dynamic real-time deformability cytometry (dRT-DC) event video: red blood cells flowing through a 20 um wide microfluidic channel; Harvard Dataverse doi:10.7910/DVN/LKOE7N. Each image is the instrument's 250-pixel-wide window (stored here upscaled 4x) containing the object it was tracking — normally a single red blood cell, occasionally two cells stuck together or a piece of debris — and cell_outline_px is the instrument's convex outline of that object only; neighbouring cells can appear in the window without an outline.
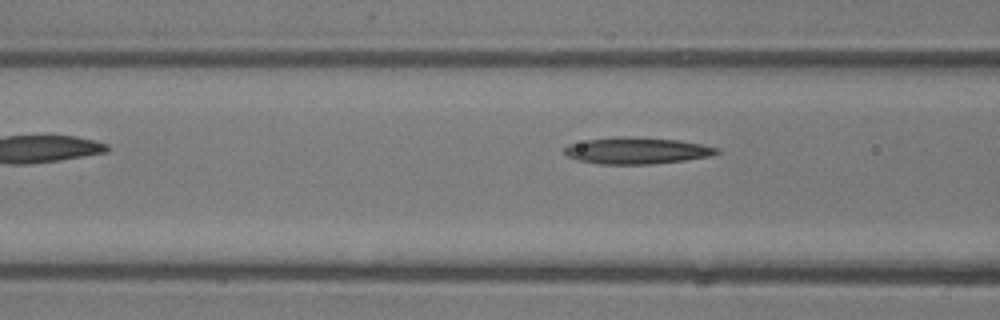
{"species": "common noctule bat (a hibernating species)", "species_latin": "Nyctalus noctula", "temperature_condition": "room temperature", "stored_images_in_passage": 5, "camera_frame_rate_fps": 3000, "um_per_image_px": 0.085, "animal": {"sex": "male", "body_mass_g": 13.3}, "frame": {"image": 1, "passage_image": 4, "time_ms": 3.667, "image_size_px": [1000, 320], "cell_outline_px": [[720, 152], [712, 156], [684, 160], [652, 164], [600, 164], [576, 160], [568, 156], [564, 152], [564, 148], [568, 144], [588, 140], [612, 136], [636, 136], [680, 140], [720, 148]], "centroid_in_image_um": [54.13, 12.79], "position_along_channel_um": 112.5, "area_um2": 23.87}}
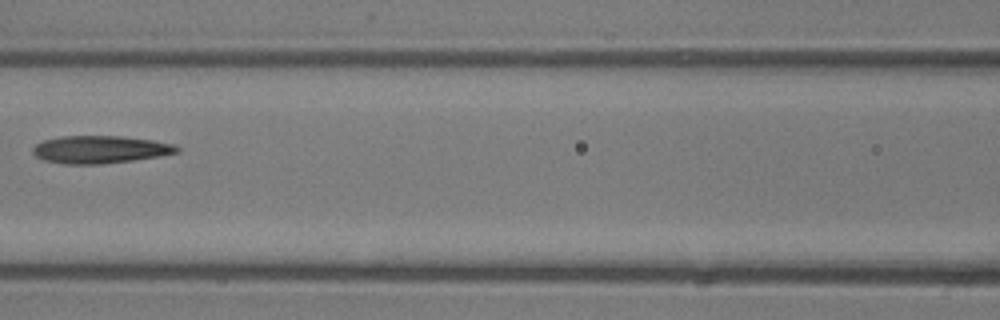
{"frame": {"image": 2, "passage_image": 5, "time_ms": 4.667, "image_size_px": [1000, 320], "cell_outline_px": [[180, 152], [160, 156], [132, 160], [100, 164], [64, 164], [44, 160], [36, 156], [32, 152], [32, 148], [36, 144], [44, 140], [60, 136], [120, 136], [152, 140], [172, 144], [180, 148]], "centroid_in_image_um": [8.49, 12.7], "position_along_channel_um": 158.1, "area_um2": 23.12}}